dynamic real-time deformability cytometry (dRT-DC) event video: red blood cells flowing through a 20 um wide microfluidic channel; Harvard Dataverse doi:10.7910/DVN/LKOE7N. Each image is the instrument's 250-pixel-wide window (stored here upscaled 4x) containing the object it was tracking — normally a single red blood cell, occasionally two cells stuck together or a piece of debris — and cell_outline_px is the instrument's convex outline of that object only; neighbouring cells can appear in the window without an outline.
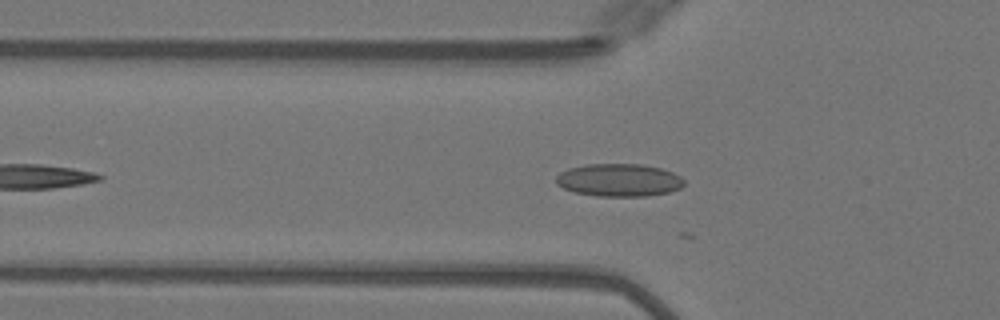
{"species": "Egyptian fruit bat (a non-hibernating species)", "species_latin": "Rousettus aegyptiacus", "temperature_condition": "warm", "stored_images_in_passage": 14, "camera_frame_rate_fps": 3000, "um_per_image_px": 0.085, "animal": {"sex": "female"}, "frame": {"image": 1, "passage_image": 8, "time_ms": 2.333, "image_size_px": [1000, 320], "cell_outline_px": [[684, 184], [680, 188], [668, 192], [648, 196], [596, 196], [576, 192], [564, 188], [556, 184], [556, 176], [560, 172], [568, 168], [584, 164], [644, 164], [660, 168], [672, 172], [680, 176], [684, 180]], "centroid_in_image_um": [52.6, 15.3], "position_along_channel_um": 73.2, "area_um2": 24.51}}
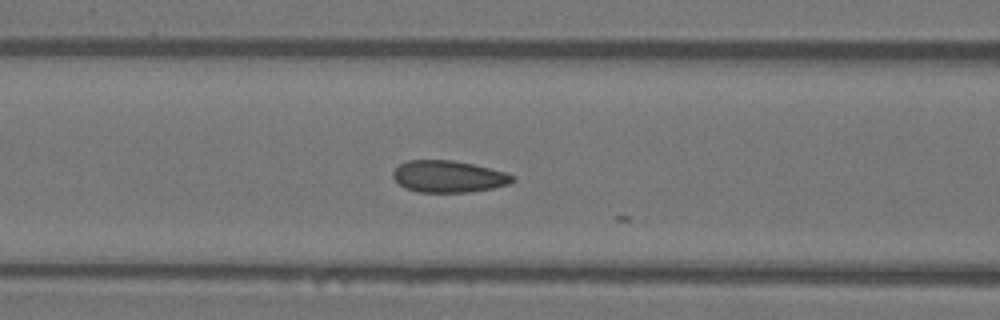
{"frame": {"image": 2, "passage_image": 12, "time_ms": 3.667, "image_size_px": [1000, 320], "cell_outline_px": [[516, 180], [508, 184], [492, 188], [468, 192], [420, 192], [404, 188], [392, 176], [392, 172], [400, 164], [408, 160], [452, 160], [472, 164], [504, 172], [516, 176]], "centroid_in_image_um": [38.12, 15.0], "position_along_channel_um": 128.5, "area_um2": 22.02}}